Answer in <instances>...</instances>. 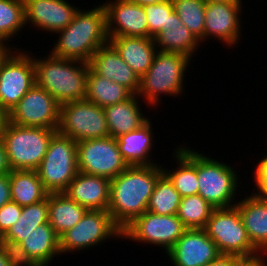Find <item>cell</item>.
Masks as SVG:
<instances>
[{"label":"cell","instance_id":"cell-1","mask_svg":"<svg viewBox=\"0 0 267 266\" xmlns=\"http://www.w3.org/2000/svg\"><path fill=\"white\" fill-rule=\"evenodd\" d=\"M162 174V167L158 163L150 166H128L110 180L107 211L121 230L147 211L150 196Z\"/></svg>","mask_w":267,"mask_h":266},{"label":"cell","instance_id":"cell-2","mask_svg":"<svg viewBox=\"0 0 267 266\" xmlns=\"http://www.w3.org/2000/svg\"><path fill=\"white\" fill-rule=\"evenodd\" d=\"M57 33L59 40L52 47V56L89 63L96 50L109 43L104 6L79 9L72 22Z\"/></svg>","mask_w":267,"mask_h":266},{"label":"cell","instance_id":"cell-3","mask_svg":"<svg viewBox=\"0 0 267 266\" xmlns=\"http://www.w3.org/2000/svg\"><path fill=\"white\" fill-rule=\"evenodd\" d=\"M33 60L35 85L47 91L60 105L85 98L89 63L51 54L43 59L34 56Z\"/></svg>","mask_w":267,"mask_h":266},{"label":"cell","instance_id":"cell-4","mask_svg":"<svg viewBox=\"0 0 267 266\" xmlns=\"http://www.w3.org/2000/svg\"><path fill=\"white\" fill-rule=\"evenodd\" d=\"M190 61L191 58L185 54L158 51L149 70L140 77L136 95L143 96L150 107L158 105L162 94L180 96Z\"/></svg>","mask_w":267,"mask_h":266},{"label":"cell","instance_id":"cell-5","mask_svg":"<svg viewBox=\"0 0 267 266\" xmlns=\"http://www.w3.org/2000/svg\"><path fill=\"white\" fill-rule=\"evenodd\" d=\"M58 129L19 126L6 122L2 142L10 170H37L50 139Z\"/></svg>","mask_w":267,"mask_h":266},{"label":"cell","instance_id":"cell-6","mask_svg":"<svg viewBox=\"0 0 267 266\" xmlns=\"http://www.w3.org/2000/svg\"><path fill=\"white\" fill-rule=\"evenodd\" d=\"M36 171L49 194L64 193L79 173L77 142L57 131L50 139L47 152Z\"/></svg>","mask_w":267,"mask_h":266},{"label":"cell","instance_id":"cell-7","mask_svg":"<svg viewBox=\"0 0 267 266\" xmlns=\"http://www.w3.org/2000/svg\"><path fill=\"white\" fill-rule=\"evenodd\" d=\"M236 172L231 165L197 151L198 194L214 208H227L237 203L235 195L241 183Z\"/></svg>","mask_w":267,"mask_h":266},{"label":"cell","instance_id":"cell-8","mask_svg":"<svg viewBox=\"0 0 267 266\" xmlns=\"http://www.w3.org/2000/svg\"><path fill=\"white\" fill-rule=\"evenodd\" d=\"M220 254L251 257L260 252L250 242L238 208H215L204 227Z\"/></svg>","mask_w":267,"mask_h":266},{"label":"cell","instance_id":"cell-9","mask_svg":"<svg viewBox=\"0 0 267 266\" xmlns=\"http://www.w3.org/2000/svg\"><path fill=\"white\" fill-rule=\"evenodd\" d=\"M57 131L76 142L109 136L104 109L85 99L60 105Z\"/></svg>","mask_w":267,"mask_h":266},{"label":"cell","instance_id":"cell-10","mask_svg":"<svg viewBox=\"0 0 267 266\" xmlns=\"http://www.w3.org/2000/svg\"><path fill=\"white\" fill-rule=\"evenodd\" d=\"M122 238V230L114 223L107 210H87L82 219L60 237L61 254L72 253L105 242Z\"/></svg>","mask_w":267,"mask_h":266},{"label":"cell","instance_id":"cell-11","mask_svg":"<svg viewBox=\"0 0 267 266\" xmlns=\"http://www.w3.org/2000/svg\"><path fill=\"white\" fill-rule=\"evenodd\" d=\"M77 166L79 172L111 180L128 164L123 160L116 138L107 136L77 142Z\"/></svg>","mask_w":267,"mask_h":266},{"label":"cell","instance_id":"cell-12","mask_svg":"<svg viewBox=\"0 0 267 266\" xmlns=\"http://www.w3.org/2000/svg\"><path fill=\"white\" fill-rule=\"evenodd\" d=\"M187 230L175 215H157L145 211L122 230V239L163 247L167 253Z\"/></svg>","mask_w":267,"mask_h":266},{"label":"cell","instance_id":"cell-13","mask_svg":"<svg viewBox=\"0 0 267 266\" xmlns=\"http://www.w3.org/2000/svg\"><path fill=\"white\" fill-rule=\"evenodd\" d=\"M34 85L33 57L15 47L0 66V107L8 114Z\"/></svg>","mask_w":267,"mask_h":266},{"label":"cell","instance_id":"cell-14","mask_svg":"<svg viewBox=\"0 0 267 266\" xmlns=\"http://www.w3.org/2000/svg\"><path fill=\"white\" fill-rule=\"evenodd\" d=\"M8 121L19 126L58 129L60 104L34 85L8 113Z\"/></svg>","mask_w":267,"mask_h":266},{"label":"cell","instance_id":"cell-15","mask_svg":"<svg viewBox=\"0 0 267 266\" xmlns=\"http://www.w3.org/2000/svg\"><path fill=\"white\" fill-rule=\"evenodd\" d=\"M102 5L106 13L109 38L149 37L147 17L143 6L131 0H112Z\"/></svg>","mask_w":267,"mask_h":266},{"label":"cell","instance_id":"cell-16","mask_svg":"<svg viewBox=\"0 0 267 266\" xmlns=\"http://www.w3.org/2000/svg\"><path fill=\"white\" fill-rule=\"evenodd\" d=\"M166 254L174 266H205L221 255L204 229H187Z\"/></svg>","mask_w":267,"mask_h":266},{"label":"cell","instance_id":"cell-17","mask_svg":"<svg viewBox=\"0 0 267 266\" xmlns=\"http://www.w3.org/2000/svg\"><path fill=\"white\" fill-rule=\"evenodd\" d=\"M242 2L207 3L205 9L204 41L217 38L228 47L239 43L241 36Z\"/></svg>","mask_w":267,"mask_h":266},{"label":"cell","instance_id":"cell-18","mask_svg":"<svg viewBox=\"0 0 267 266\" xmlns=\"http://www.w3.org/2000/svg\"><path fill=\"white\" fill-rule=\"evenodd\" d=\"M25 23L42 31L56 33L66 28L79 8L65 0H23Z\"/></svg>","mask_w":267,"mask_h":266},{"label":"cell","instance_id":"cell-19","mask_svg":"<svg viewBox=\"0 0 267 266\" xmlns=\"http://www.w3.org/2000/svg\"><path fill=\"white\" fill-rule=\"evenodd\" d=\"M89 66L97 75L119 83L134 95L137 94L140 77L110 43L96 50L91 57Z\"/></svg>","mask_w":267,"mask_h":266},{"label":"cell","instance_id":"cell-20","mask_svg":"<svg viewBox=\"0 0 267 266\" xmlns=\"http://www.w3.org/2000/svg\"><path fill=\"white\" fill-rule=\"evenodd\" d=\"M64 193L87 210H108L110 180L79 172Z\"/></svg>","mask_w":267,"mask_h":266},{"label":"cell","instance_id":"cell-21","mask_svg":"<svg viewBox=\"0 0 267 266\" xmlns=\"http://www.w3.org/2000/svg\"><path fill=\"white\" fill-rule=\"evenodd\" d=\"M235 206L250 242L259 252L267 254V199L245 196Z\"/></svg>","mask_w":267,"mask_h":266},{"label":"cell","instance_id":"cell-22","mask_svg":"<svg viewBox=\"0 0 267 266\" xmlns=\"http://www.w3.org/2000/svg\"><path fill=\"white\" fill-rule=\"evenodd\" d=\"M109 43L139 77L149 70L158 52L154 38L149 37H112Z\"/></svg>","mask_w":267,"mask_h":266},{"label":"cell","instance_id":"cell-23","mask_svg":"<svg viewBox=\"0 0 267 266\" xmlns=\"http://www.w3.org/2000/svg\"><path fill=\"white\" fill-rule=\"evenodd\" d=\"M150 119L140 128L116 138L119 151L128 166L156 165L151 158L153 141ZM151 159V160H150Z\"/></svg>","mask_w":267,"mask_h":266},{"label":"cell","instance_id":"cell-24","mask_svg":"<svg viewBox=\"0 0 267 266\" xmlns=\"http://www.w3.org/2000/svg\"><path fill=\"white\" fill-rule=\"evenodd\" d=\"M173 154L177 161L176 169L163 168V174L170 180L181 198L198 194L197 151L187 146H179Z\"/></svg>","mask_w":267,"mask_h":266},{"label":"cell","instance_id":"cell-25","mask_svg":"<svg viewBox=\"0 0 267 266\" xmlns=\"http://www.w3.org/2000/svg\"><path fill=\"white\" fill-rule=\"evenodd\" d=\"M137 95L124 102L104 107L109 136L118 138L122 134L129 133L140 128L149 119L141 112Z\"/></svg>","mask_w":267,"mask_h":266},{"label":"cell","instance_id":"cell-26","mask_svg":"<svg viewBox=\"0 0 267 266\" xmlns=\"http://www.w3.org/2000/svg\"><path fill=\"white\" fill-rule=\"evenodd\" d=\"M159 52L185 54L192 58L201 42L183 24L176 12L172 11V24L164 28L155 38Z\"/></svg>","mask_w":267,"mask_h":266},{"label":"cell","instance_id":"cell-27","mask_svg":"<svg viewBox=\"0 0 267 266\" xmlns=\"http://www.w3.org/2000/svg\"><path fill=\"white\" fill-rule=\"evenodd\" d=\"M86 212L85 207L65 193L48 194V223L59 238L74 227Z\"/></svg>","mask_w":267,"mask_h":266},{"label":"cell","instance_id":"cell-28","mask_svg":"<svg viewBox=\"0 0 267 266\" xmlns=\"http://www.w3.org/2000/svg\"><path fill=\"white\" fill-rule=\"evenodd\" d=\"M21 245L39 266H48L55 256L61 255L60 238L49 223L35 228Z\"/></svg>","mask_w":267,"mask_h":266},{"label":"cell","instance_id":"cell-29","mask_svg":"<svg viewBox=\"0 0 267 266\" xmlns=\"http://www.w3.org/2000/svg\"><path fill=\"white\" fill-rule=\"evenodd\" d=\"M9 180L11 201L21 207L45 200L49 194L35 170H11Z\"/></svg>","mask_w":267,"mask_h":266},{"label":"cell","instance_id":"cell-30","mask_svg":"<svg viewBox=\"0 0 267 266\" xmlns=\"http://www.w3.org/2000/svg\"><path fill=\"white\" fill-rule=\"evenodd\" d=\"M133 95L128 88L97 75L89 67L85 100L104 108L124 102Z\"/></svg>","mask_w":267,"mask_h":266},{"label":"cell","instance_id":"cell-31","mask_svg":"<svg viewBox=\"0 0 267 266\" xmlns=\"http://www.w3.org/2000/svg\"><path fill=\"white\" fill-rule=\"evenodd\" d=\"M46 223H48V196L38 203L22 207L19 219L3 237L21 243L35 228Z\"/></svg>","mask_w":267,"mask_h":266},{"label":"cell","instance_id":"cell-32","mask_svg":"<svg viewBox=\"0 0 267 266\" xmlns=\"http://www.w3.org/2000/svg\"><path fill=\"white\" fill-rule=\"evenodd\" d=\"M181 196L170 180L162 174L154 187L147 211L157 215H175L178 212Z\"/></svg>","mask_w":267,"mask_h":266},{"label":"cell","instance_id":"cell-33","mask_svg":"<svg viewBox=\"0 0 267 266\" xmlns=\"http://www.w3.org/2000/svg\"><path fill=\"white\" fill-rule=\"evenodd\" d=\"M215 208L199 194L181 198L177 217L187 229H204Z\"/></svg>","mask_w":267,"mask_h":266},{"label":"cell","instance_id":"cell-34","mask_svg":"<svg viewBox=\"0 0 267 266\" xmlns=\"http://www.w3.org/2000/svg\"><path fill=\"white\" fill-rule=\"evenodd\" d=\"M183 24L202 43L204 41L205 9L203 0H171Z\"/></svg>","mask_w":267,"mask_h":266},{"label":"cell","instance_id":"cell-35","mask_svg":"<svg viewBox=\"0 0 267 266\" xmlns=\"http://www.w3.org/2000/svg\"><path fill=\"white\" fill-rule=\"evenodd\" d=\"M23 0H0V40L8 42L25 27Z\"/></svg>","mask_w":267,"mask_h":266},{"label":"cell","instance_id":"cell-36","mask_svg":"<svg viewBox=\"0 0 267 266\" xmlns=\"http://www.w3.org/2000/svg\"><path fill=\"white\" fill-rule=\"evenodd\" d=\"M143 7L147 17L149 38H155L164 28L172 24L174 7L171 0Z\"/></svg>","mask_w":267,"mask_h":266},{"label":"cell","instance_id":"cell-37","mask_svg":"<svg viewBox=\"0 0 267 266\" xmlns=\"http://www.w3.org/2000/svg\"><path fill=\"white\" fill-rule=\"evenodd\" d=\"M0 246L11 266H39L21 243L0 236Z\"/></svg>","mask_w":267,"mask_h":266},{"label":"cell","instance_id":"cell-38","mask_svg":"<svg viewBox=\"0 0 267 266\" xmlns=\"http://www.w3.org/2000/svg\"><path fill=\"white\" fill-rule=\"evenodd\" d=\"M22 213V207L15 202H9L0 207V236L15 224Z\"/></svg>","mask_w":267,"mask_h":266},{"label":"cell","instance_id":"cell-39","mask_svg":"<svg viewBox=\"0 0 267 266\" xmlns=\"http://www.w3.org/2000/svg\"><path fill=\"white\" fill-rule=\"evenodd\" d=\"M254 182L258 191L251 193L259 199H267V156L262 157L255 167Z\"/></svg>","mask_w":267,"mask_h":266},{"label":"cell","instance_id":"cell-40","mask_svg":"<svg viewBox=\"0 0 267 266\" xmlns=\"http://www.w3.org/2000/svg\"><path fill=\"white\" fill-rule=\"evenodd\" d=\"M11 202L9 173L0 175V207Z\"/></svg>","mask_w":267,"mask_h":266},{"label":"cell","instance_id":"cell-41","mask_svg":"<svg viewBox=\"0 0 267 266\" xmlns=\"http://www.w3.org/2000/svg\"><path fill=\"white\" fill-rule=\"evenodd\" d=\"M259 253V255H254L251 257H240L234 264V266H267V263L264 259V254Z\"/></svg>","mask_w":267,"mask_h":266},{"label":"cell","instance_id":"cell-42","mask_svg":"<svg viewBox=\"0 0 267 266\" xmlns=\"http://www.w3.org/2000/svg\"><path fill=\"white\" fill-rule=\"evenodd\" d=\"M240 257L236 255L221 254L215 260H212L205 266H234Z\"/></svg>","mask_w":267,"mask_h":266},{"label":"cell","instance_id":"cell-43","mask_svg":"<svg viewBox=\"0 0 267 266\" xmlns=\"http://www.w3.org/2000/svg\"><path fill=\"white\" fill-rule=\"evenodd\" d=\"M10 170V166L7 160V154H6V150H5V146L2 142V140H0V175L2 174H7L9 173Z\"/></svg>","mask_w":267,"mask_h":266},{"label":"cell","instance_id":"cell-44","mask_svg":"<svg viewBox=\"0 0 267 266\" xmlns=\"http://www.w3.org/2000/svg\"><path fill=\"white\" fill-rule=\"evenodd\" d=\"M11 49L15 50L14 46L11 47L8 44L6 45L5 41L0 40V66L2 62L8 57V55L12 52Z\"/></svg>","mask_w":267,"mask_h":266},{"label":"cell","instance_id":"cell-45","mask_svg":"<svg viewBox=\"0 0 267 266\" xmlns=\"http://www.w3.org/2000/svg\"><path fill=\"white\" fill-rule=\"evenodd\" d=\"M7 121L8 114L0 107V140L2 139V133Z\"/></svg>","mask_w":267,"mask_h":266},{"label":"cell","instance_id":"cell-46","mask_svg":"<svg viewBox=\"0 0 267 266\" xmlns=\"http://www.w3.org/2000/svg\"><path fill=\"white\" fill-rule=\"evenodd\" d=\"M133 2H135L138 5L141 6H146V5H150V4H157V3H161L167 0H131Z\"/></svg>","mask_w":267,"mask_h":266},{"label":"cell","instance_id":"cell-47","mask_svg":"<svg viewBox=\"0 0 267 266\" xmlns=\"http://www.w3.org/2000/svg\"><path fill=\"white\" fill-rule=\"evenodd\" d=\"M0 266H11V264L9 263V260L4 255V252L1 248V246H0Z\"/></svg>","mask_w":267,"mask_h":266},{"label":"cell","instance_id":"cell-48","mask_svg":"<svg viewBox=\"0 0 267 266\" xmlns=\"http://www.w3.org/2000/svg\"><path fill=\"white\" fill-rule=\"evenodd\" d=\"M207 3H230V2H242L241 0H203Z\"/></svg>","mask_w":267,"mask_h":266}]
</instances>
